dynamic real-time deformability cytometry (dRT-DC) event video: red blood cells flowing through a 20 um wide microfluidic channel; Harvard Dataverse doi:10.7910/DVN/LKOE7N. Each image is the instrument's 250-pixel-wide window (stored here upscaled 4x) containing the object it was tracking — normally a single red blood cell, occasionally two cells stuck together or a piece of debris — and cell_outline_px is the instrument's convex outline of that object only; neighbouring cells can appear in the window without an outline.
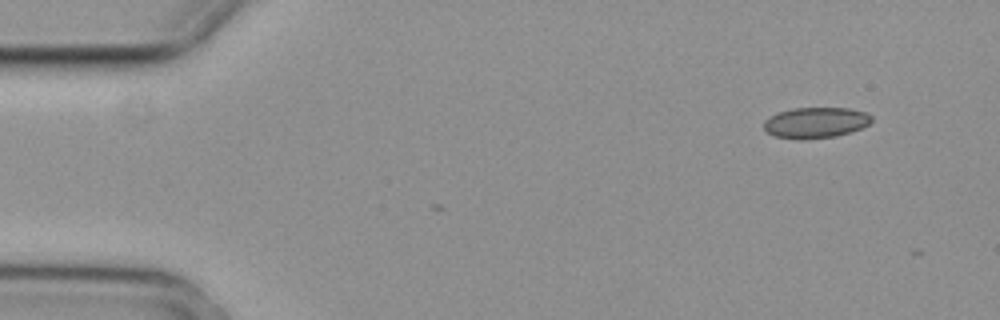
{"species": "common noctule bat (a hibernating species)", "species_latin": "Nyctalus noctula", "temperature_condition": "cold", "stored_images_in_passage": 2, "camera_frame_rate_fps": 3000, "um_per_image_px": 0.085, "animal": {"sex": "female", "body_mass_g": 29.2, "forearm_length_mm": 56.3}, "frame": {"image": 1, "passage_image": 2, "time_ms": 0.333, "image_size_px": [1000, 320], "cell_outline_px": [[872, 120], [868, 124], [852, 132], [836, 136], [804, 140], [800, 140], [772, 136], [764, 128], [764, 120], [780, 112], [792, 108], [848, 108], [864, 112], [872, 116]], "centroid_in_image_um": [69.32, 10.44], "position_along_channel_um": 15.7, "area_um2": 19.36}}